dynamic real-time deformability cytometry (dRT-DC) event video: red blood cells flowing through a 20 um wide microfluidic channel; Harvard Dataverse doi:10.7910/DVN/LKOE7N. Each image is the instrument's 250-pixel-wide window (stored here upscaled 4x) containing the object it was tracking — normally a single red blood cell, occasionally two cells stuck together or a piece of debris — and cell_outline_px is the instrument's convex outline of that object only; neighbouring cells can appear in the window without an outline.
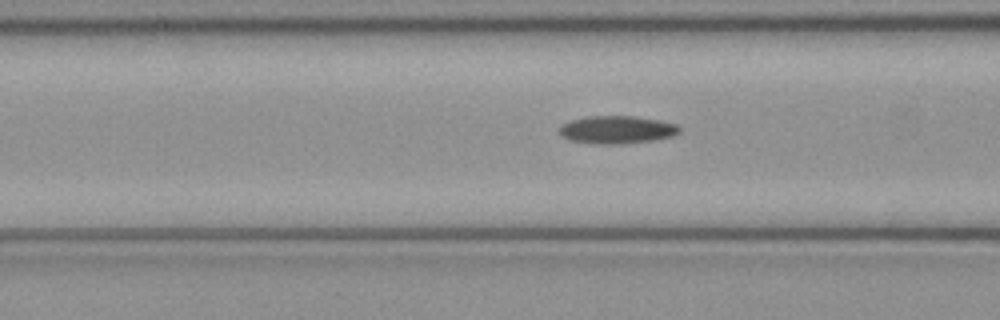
{"species": "common noctule bat (a hibernating species)", "species_latin": "Nyctalus noctula", "temperature_condition": "cold", "stored_images_in_passage": 49, "camera_frame_rate_fps": 3000, "um_per_image_px": 0.085, "animal": {"sex": "female", "body_mass_g": 21.9}, "frame": {"image": 1, "passage_image": 20, "time_ms": 6.333, "image_size_px": [1000, 320], "cell_outline_px": [[680, 132], [672, 136], [652, 140], [624, 144], [592, 144], [572, 140], [564, 136], [560, 132], [560, 128], [564, 124], [572, 120], [588, 116], [632, 116], [660, 120], [676, 124], [680, 128]], "centroid_in_image_um": [52.48, 11.03], "position_along_channel_um": 114.1, "area_um2": 19.25}}
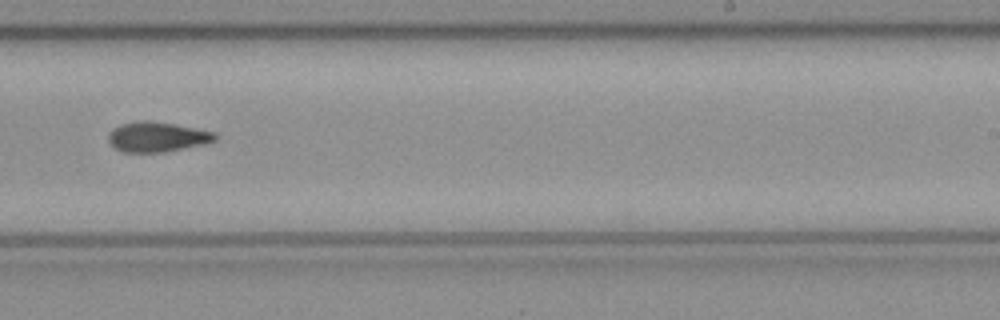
{"frame": {"image": 2, "passage_image": 32, "time_ms": 10.333, "image_size_px": [1000, 320], "cell_outline_px": [[216, 140], [204, 144], [164, 152], [124, 152], [116, 148], [108, 140], [108, 132], [112, 128], [120, 124], [140, 120], [144, 120], [172, 124], [216, 132]], "centroid_in_image_um": [13.33, 11.63], "position_along_channel_um": 275.7, "area_um2": 18.5}}
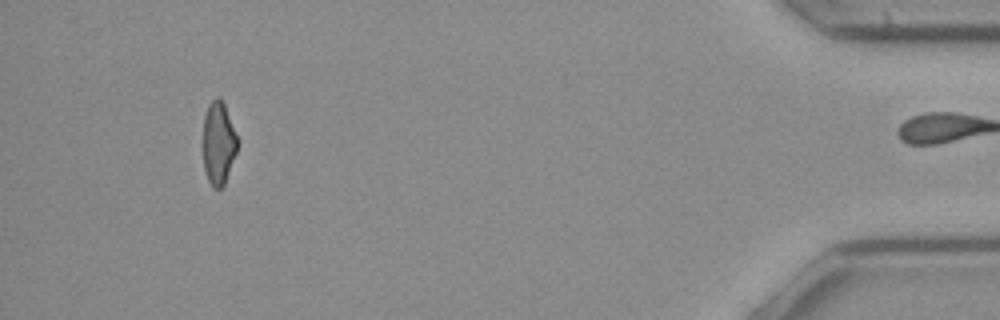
{"frame": {"image": 3, "passage_image": 48, "time_ms": 15.667, "image_size_px": [1000, 320], "cell_outline_px": [[240, 140], [236, 152], [224, 184], [220, 188], [212, 188], [208, 180], [204, 168], [204, 116], [208, 104], [216, 96], [220, 96], [224, 104]], "centroid_in_image_um": [18.59, 12.13], "position_along_channel_um": 416.6, "area_um2": 16.65}, "authors_computed_cell_mechanics": {"area_um2": 18.3226, "velocity_mm_per_s": 4.0283, "shape_relaxation_time_tau1_ms": 9.0079, "shape_relaxation_time_tau2_ms": null, "deformation_change_tau1": 0.1991, "deformation_change_tau2": null}}